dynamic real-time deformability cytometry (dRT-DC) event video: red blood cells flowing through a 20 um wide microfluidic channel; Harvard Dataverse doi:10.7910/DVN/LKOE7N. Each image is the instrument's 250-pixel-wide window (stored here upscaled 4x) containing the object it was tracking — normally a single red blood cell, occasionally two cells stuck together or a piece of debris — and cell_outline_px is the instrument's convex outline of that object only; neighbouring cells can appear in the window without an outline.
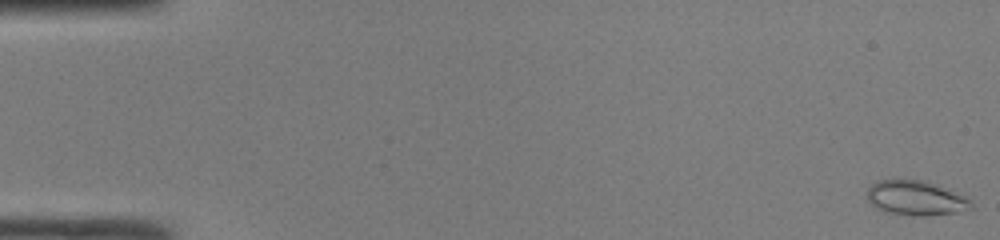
{"species": "common noctule bat (a hibernating species)", "species_latin": "Nyctalus noctula", "temperature_condition": "room temperature", "stored_images_in_passage": 49, "camera_frame_rate_fps": 3000, "um_per_image_px": 0.085, "animal": {"sex": "male", "body_mass_g": 19.0, "forearm_length_mm": 50.8}, "frame": {"image": 1, "passage_image": 1, "time_ms": 0.0, "image_size_px": [1000, 240], "cell_outline_px": [[976, 208], [960, 212], [924, 216], [912, 216], [892, 212], [876, 208], [868, 200], [868, 188], [872, 184], [880, 180], [924, 180], [960, 196], [968, 200]], "centroid_in_image_um": [77.83, 16.86], "position_along_channel_um": 7.2, "area_um2": 20.4}}
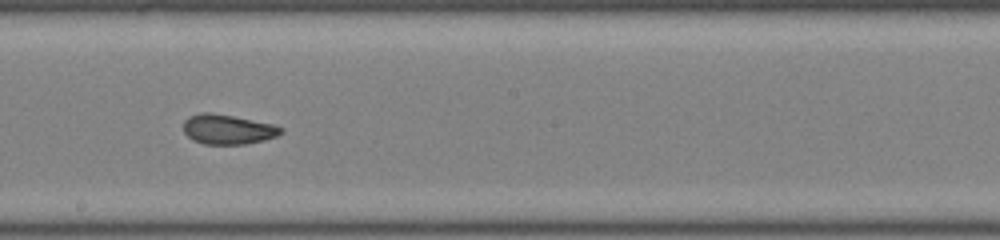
{"frame": {"image": 2, "passage_image": 28, "time_ms": 9.0, "image_size_px": [1000, 240], "cell_outline_px": [[284, 132], [276, 136], [264, 140], [244, 144], [204, 144], [192, 140], [184, 132], [184, 120], [188, 116], [200, 112], [212, 112], [272, 124], [284, 128]], "centroid_in_image_um": [19.34, 10.99], "position_along_channel_um": 228.9, "area_um2": 16.94}}
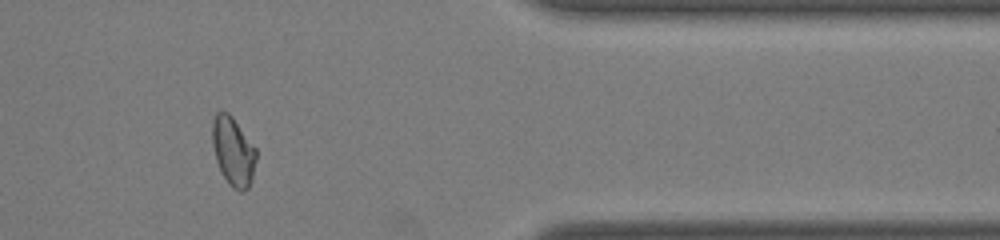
{"frame": {"image": 3, "passage_image": 41, "time_ms": 13.333, "image_size_px": [1000, 240], "cell_outline_px": [[256, 160], [252, 176], [248, 188], [244, 192], [240, 192], [232, 188], [228, 184], [216, 160], [212, 144], [212, 120], [216, 112], [228, 112], [232, 116], [256, 148]], "centroid_in_image_um": [19.81, 12.86], "position_along_channel_um": 391.6, "area_um2": 17.57}, "authors_computed_cell_mechanics": {"area_um2": 17.8024, "velocity_mm_per_s": 4.2212, "shape_relaxation_time_tau1_ms": null, "shape_relaxation_time_tau2_ms": 1.6487, "deformation_change_tau1": null, "deformation_change_tau2": 0.0677}}